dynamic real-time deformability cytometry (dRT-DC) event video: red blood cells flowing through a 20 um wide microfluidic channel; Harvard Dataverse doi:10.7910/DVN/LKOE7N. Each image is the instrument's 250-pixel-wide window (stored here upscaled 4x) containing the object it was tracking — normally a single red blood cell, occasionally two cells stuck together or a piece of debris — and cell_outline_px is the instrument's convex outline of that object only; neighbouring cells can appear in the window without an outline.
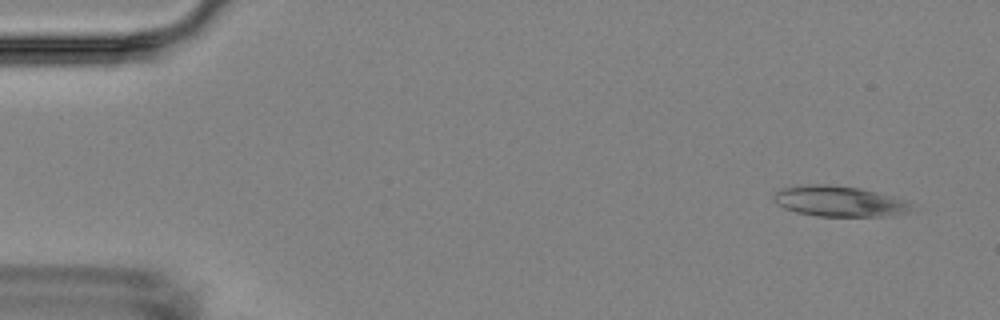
{"species": "Egyptian fruit bat (a non-hibernating species)", "species_latin": "Rousettus aegyptiacus", "temperature_condition": "room temperature", "stored_images_in_passage": 4, "camera_frame_rate_fps": 3000, "um_per_image_px": 0.085, "animal": {"sex": "female"}, "frame": {"image": 1, "passage_image": 1, "time_ms": 0.0, "image_size_px": [1000, 320], "cell_outline_px": [[908, 212], [892, 216], [816, 216], [796, 212], [784, 208], [776, 204], [772, 200], [772, 196], [780, 188], [808, 184], [828, 184], [860, 188], [892, 196], [904, 200], [908, 204]], "centroid_in_image_um": [71.24, 17.1], "position_along_channel_um": 13.8, "area_um2": 24.51}}
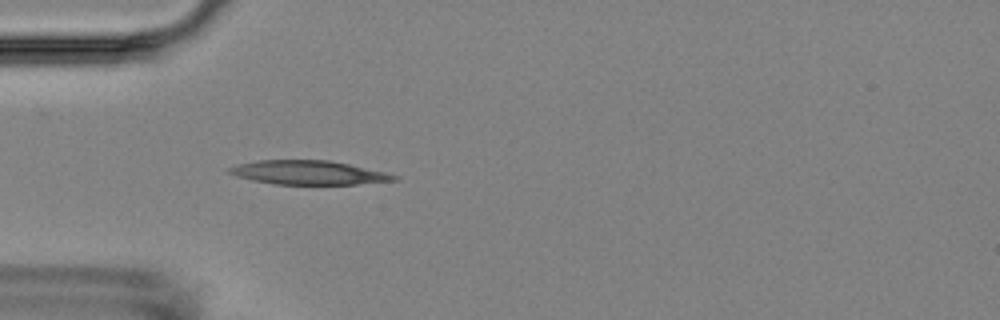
{"frame": {"image": 2, "passage_image": 4, "time_ms": 4.333, "image_size_px": [1000, 320], "cell_outline_px": [[400, 176], [396, 180], [356, 184], [272, 184], [252, 180], [236, 176], [228, 172], [228, 168], [236, 164], [256, 160], [328, 160], [348, 164], [384, 172]], "centroid_in_image_um": [26.16, 14.67], "position_along_channel_um": 58.8, "area_um2": 22.89}}